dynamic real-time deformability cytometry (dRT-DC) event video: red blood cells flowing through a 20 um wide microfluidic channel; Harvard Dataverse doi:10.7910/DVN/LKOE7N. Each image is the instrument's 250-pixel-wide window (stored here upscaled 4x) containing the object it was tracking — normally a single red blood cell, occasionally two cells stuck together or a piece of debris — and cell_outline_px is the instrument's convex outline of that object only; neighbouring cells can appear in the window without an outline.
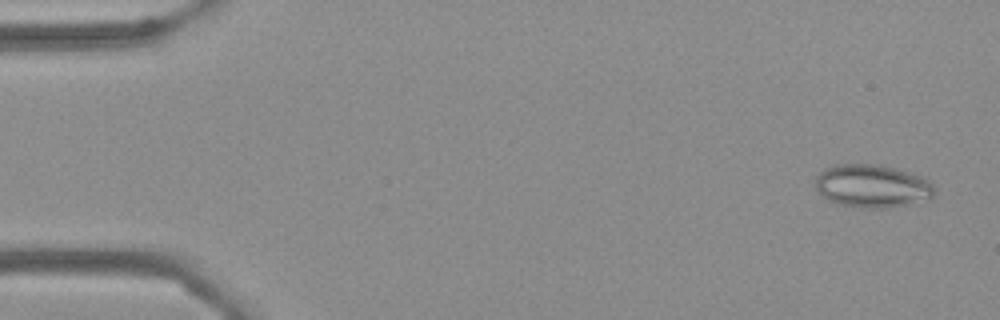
{"species": "Egyptian fruit bat (a non-hibernating species)", "species_latin": "Rousettus aegyptiacus", "temperature_condition": "cold", "stored_images_in_passage": 56, "camera_frame_rate_fps": 3000, "um_per_image_px": 0.085, "frame": {"image": 1, "passage_image": 3, "time_ms": 0.667, "image_size_px": [1000, 320], "cell_outline_px": [[932, 200], [884, 208], [864, 208], [840, 204], [828, 200], [816, 188], [816, 176], [824, 168], [836, 164], [880, 164], [912, 172], [924, 176], [932, 184]], "centroid_in_image_um": [74.16, 15.8], "position_along_channel_um": 10.8, "area_um2": 30.06}}
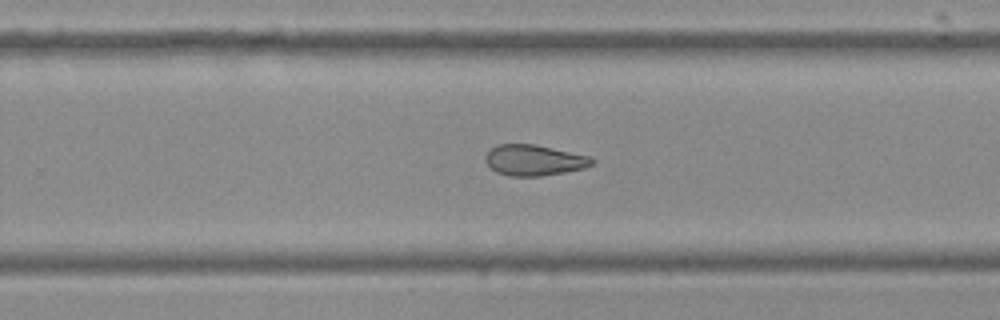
{"frame": {"image": 2, "passage_image": 36, "time_ms": 11.667, "image_size_px": [1000, 320], "cell_outline_px": [[592, 164], [584, 168], [564, 172], [540, 176], [508, 176], [496, 172], [484, 160], [484, 156], [496, 144], [536, 144], [588, 156], [592, 160]], "centroid_in_image_um": [45.34, 13.61], "position_along_channel_um": 284.5, "area_um2": 18.96}}
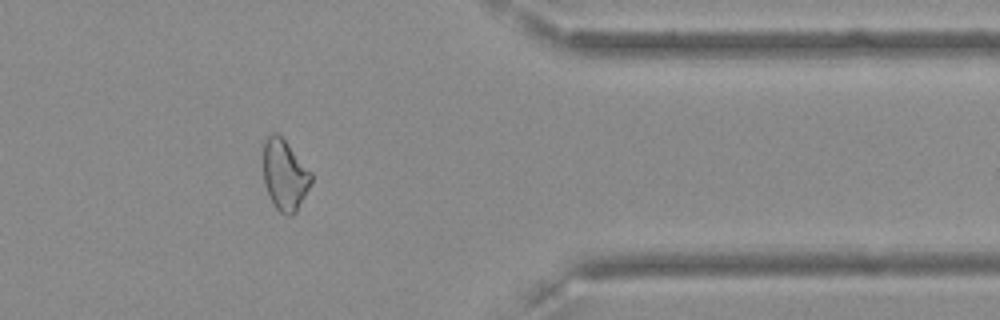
{"frame": {"image": 3, "passage_image": 46, "time_ms": 15.0, "image_size_px": [1000, 320], "cell_outline_px": [[312, 180], [296, 212], [288, 216], [280, 212], [276, 208], [264, 184], [264, 140], [272, 132], [276, 132], [288, 144], [312, 172]], "centroid_in_image_um": [24.2, 14.86], "position_along_channel_um": 387.2, "area_um2": 19.42}, "authors_computed_cell_mechanics": {"area_um2": 21.5594, "velocity_mm_per_s": 3.6089, "shape_relaxation_time_tau1_ms": null, "shape_relaxation_time_tau2_ms": 6.2056, "deformation_change_tau1": null, "deformation_change_tau2": 0.131}}